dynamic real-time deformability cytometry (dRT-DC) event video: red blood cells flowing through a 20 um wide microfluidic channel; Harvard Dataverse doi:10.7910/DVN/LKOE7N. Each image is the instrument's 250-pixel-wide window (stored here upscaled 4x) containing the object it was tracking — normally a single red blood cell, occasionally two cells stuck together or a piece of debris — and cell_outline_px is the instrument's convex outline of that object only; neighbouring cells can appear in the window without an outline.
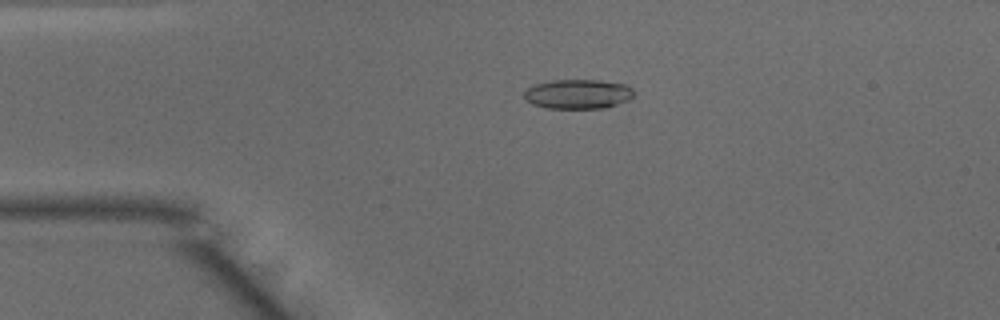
{"species": "common noctule bat (a hibernating species)", "species_latin": "Nyctalus noctula", "temperature_condition": "warm", "stored_images_in_passage": 49, "camera_frame_rate_fps": 3000, "um_per_image_px": 0.085, "animal": {"sex": "male", "body_mass_g": 15.6}, "frame": {"image": 1, "passage_image": 11, "time_ms": 3.333, "image_size_px": [1000, 320], "cell_outline_px": [[636, 96], [628, 100], [604, 108], [544, 108], [532, 104], [524, 100], [524, 92], [528, 88], [536, 84], [552, 80], [596, 80], [624, 84], [632, 88], [636, 92]], "centroid_in_image_um": [49.13, 8.0], "position_along_channel_um": 35.9, "area_um2": 18.96}}
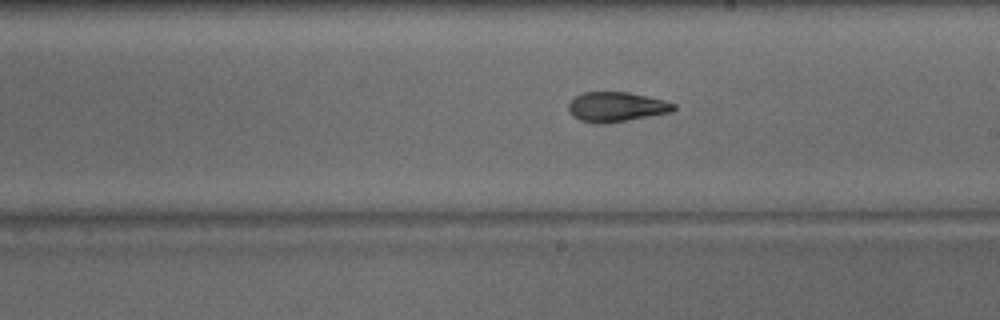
{"frame": {"image": 2, "passage_image": 28, "time_ms": 9.0, "image_size_px": [1000, 320], "cell_outline_px": [[676, 108], [672, 112], [628, 120], [604, 124], [596, 124], [580, 120], [572, 116], [568, 108], [568, 104], [576, 96], [584, 92], [628, 92], [664, 100], [676, 104]], "centroid_in_image_um": [52.39, 9.09], "position_along_channel_um": 236.6, "area_um2": 18.26}}
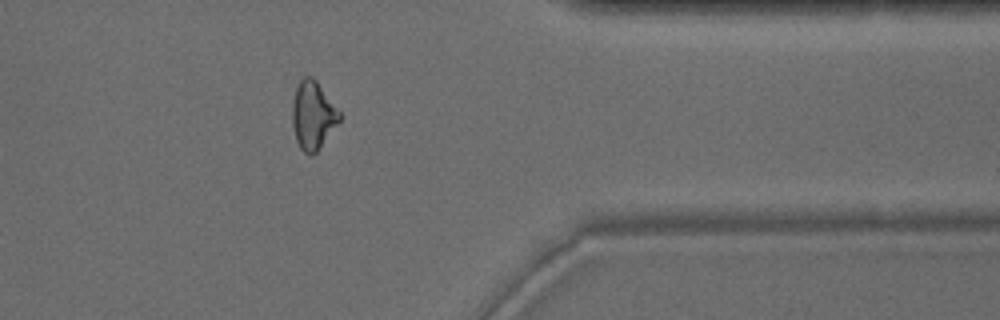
{"frame": {"image": 3, "passage_image": 40, "time_ms": 13.0, "image_size_px": [1000, 320], "cell_outline_px": [[340, 120], [316, 152], [312, 156], [308, 156], [300, 148], [296, 140], [292, 124], [292, 100], [296, 88], [300, 80], [304, 76], [312, 76], [316, 80], [340, 112]], "centroid_in_image_um": [26.57, 9.8], "position_along_channel_um": 384.8, "area_um2": 18.61}, "authors_computed_cell_mechanics": {"area_um2": 18.785, "velocity_mm_per_s": 4.0921, "shape_relaxation_time_tau1_ms": 6.0228, "shape_relaxation_time_tau2_ms": 3.0121, "deformation_change_tau1": 0.1928, "deformation_change_tau2": 0.1076}}